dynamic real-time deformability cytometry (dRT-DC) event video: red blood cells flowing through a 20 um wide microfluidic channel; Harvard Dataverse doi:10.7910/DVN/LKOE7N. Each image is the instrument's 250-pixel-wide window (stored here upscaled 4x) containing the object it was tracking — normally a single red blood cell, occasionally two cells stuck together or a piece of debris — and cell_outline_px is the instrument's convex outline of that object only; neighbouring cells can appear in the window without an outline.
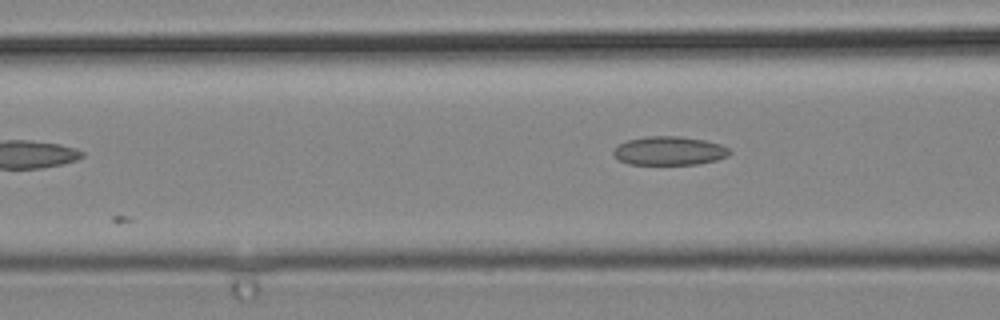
{"species": "common noctule bat (a hibernating species)", "species_latin": "Nyctalus noctula", "temperature_condition": "cold", "stored_images_in_passage": 4, "camera_frame_rate_fps": 3000, "um_per_image_px": 0.085, "animal": {"sex": "male", "body_mass_g": 19.2, "forearm_length_mm": 51.8}, "frame": {"image": 1, "passage_image": 4, "time_ms": 1.0, "image_size_px": [1000, 320], "cell_outline_px": [[732, 152], [728, 156], [716, 160], [700, 164], [628, 164], [620, 160], [612, 152], [616, 144], [628, 140], [648, 136], [680, 136], [704, 140], [720, 144], [728, 148]], "centroid_in_image_um": [56.89, 12.81], "position_along_channel_um": 109.7, "area_um2": 19.48}}